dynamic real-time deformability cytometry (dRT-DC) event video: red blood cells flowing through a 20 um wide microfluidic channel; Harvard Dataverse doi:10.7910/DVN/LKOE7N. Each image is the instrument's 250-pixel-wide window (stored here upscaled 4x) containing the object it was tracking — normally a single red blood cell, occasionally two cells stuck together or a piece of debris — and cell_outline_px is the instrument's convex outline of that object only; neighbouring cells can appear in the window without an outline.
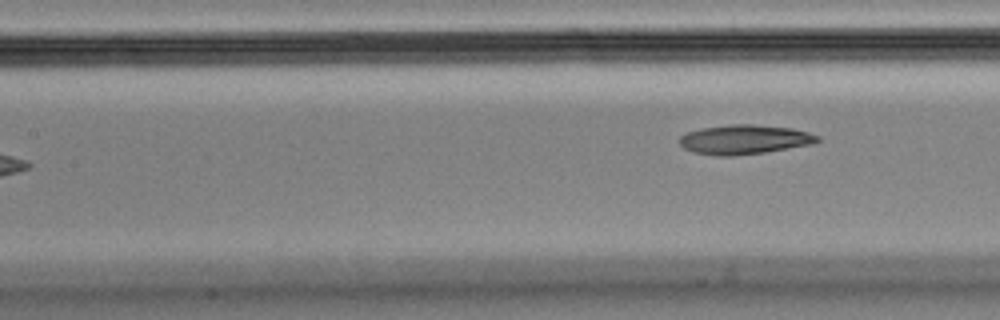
{"species": "Egyptian fruit bat (a non-hibernating species)", "species_latin": "Rousettus aegyptiacus", "temperature_condition": "cold", "stored_images_in_passage": 4, "camera_frame_rate_fps": 3000, "um_per_image_px": 0.085, "animal": {"sex": "male"}, "frame": {"image": 1, "passage_image": 4, "time_ms": 1.0, "image_size_px": [1000, 320], "cell_outline_px": [[820, 140], [812, 144], [764, 152], [732, 156], [716, 156], [692, 152], [684, 148], [680, 144], [680, 136], [688, 132], [700, 128], [728, 124], [752, 124], [792, 128], [808, 132], [820, 136]], "centroid_in_image_um": [63.26, 11.85], "position_along_channel_um": 144.1, "area_um2": 23.7}}